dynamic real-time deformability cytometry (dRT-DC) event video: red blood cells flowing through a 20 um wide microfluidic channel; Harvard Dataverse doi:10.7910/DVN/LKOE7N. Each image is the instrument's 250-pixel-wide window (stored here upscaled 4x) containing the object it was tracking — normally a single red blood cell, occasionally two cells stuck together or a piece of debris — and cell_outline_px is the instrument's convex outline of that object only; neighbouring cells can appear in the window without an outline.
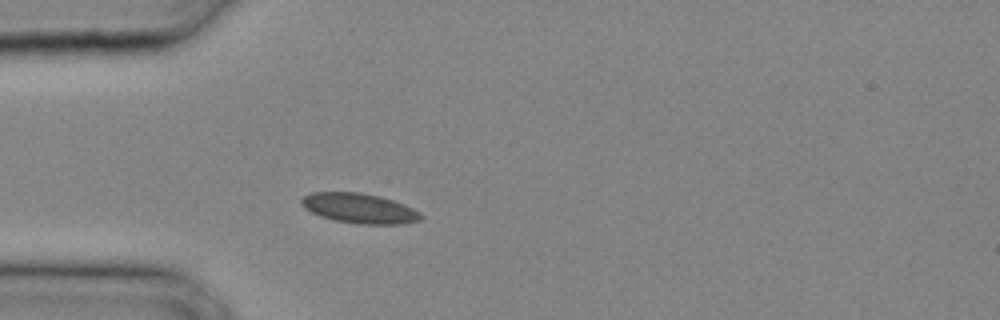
{"species": "common noctule bat (a hibernating species)", "species_latin": "Nyctalus noctula", "temperature_condition": "cold", "stored_images_in_passage": 22, "camera_frame_rate_fps": 3000, "um_per_image_px": 0.085, "animal": {"sex": "male", "body_mass_g": 20.4}, "frame": {"image": 1, "passage_image": 1, "time_ms": 0.0, "image_size_px": [1000, 320], "cell_outline_px": [[424, 216], [420, 220], [404, 224], [360, 224], [336, 220], [320, 216], [304, 208], [300, 204], [300, 200], [304, 196], [312, 192], [360, 192], [380, 196], [404, 204], [420, 212]], "centroid_in_image_um": [30.55, 17.7], "position_along_channel_um": 54.4, "area_um2": 20.87}}
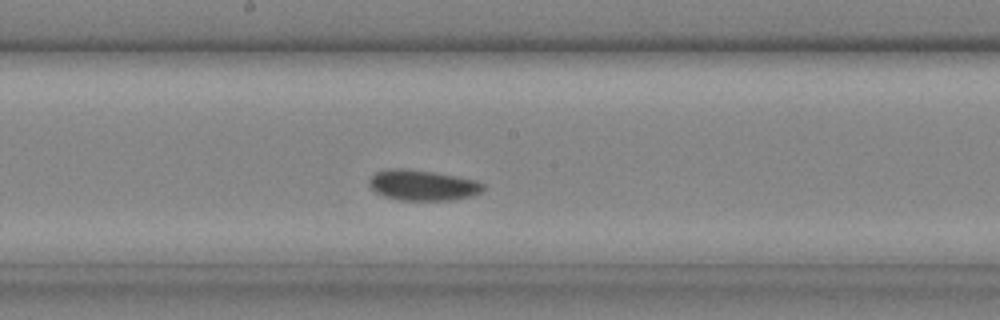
{"frame": {"image": 2, "passage_image": 9, "time_ms": 2.667, "image_size_px": [1000, 320], "cell_outline_px": [[484, 192], [452, 200], [400, 200], [384, 196], [376, 192], [368, 184], [368, 180], [376, 172], [384, 168], [408, 168], [436, 172], [480, 180], [484, 184]], "centroid_in_image_um": [35.95, 15.72], "position_along_channel_um": 212.3, "area_um2": 20.69}}
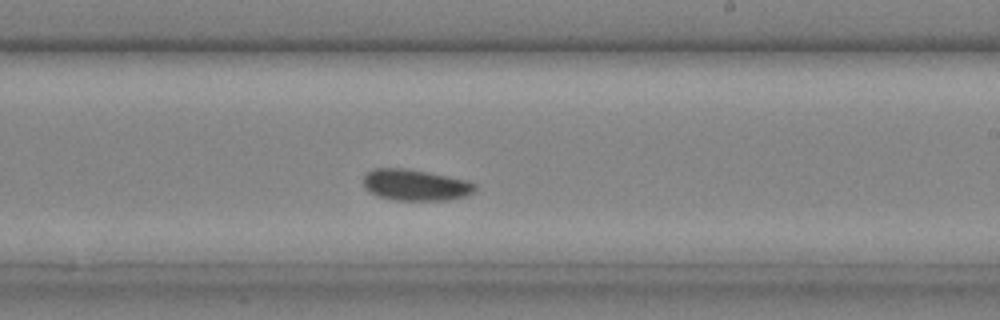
{"frame": {"image": 3, "passage_image": 11, "time_ms": 3.333, "image_size_px": [1000, 320], "cell_outline_px": [[476, 188], [468, 196], [448, 200], [396, 200], [380, 196], [372, 192], [364, 184], [364, 176], [372, 168], [408, 168], [468, 180], [476, 184]], "centroid_in_image_um": [35.37, 15.71], "position_along_channel_um": 253.6, "area_um2": 20.23}}